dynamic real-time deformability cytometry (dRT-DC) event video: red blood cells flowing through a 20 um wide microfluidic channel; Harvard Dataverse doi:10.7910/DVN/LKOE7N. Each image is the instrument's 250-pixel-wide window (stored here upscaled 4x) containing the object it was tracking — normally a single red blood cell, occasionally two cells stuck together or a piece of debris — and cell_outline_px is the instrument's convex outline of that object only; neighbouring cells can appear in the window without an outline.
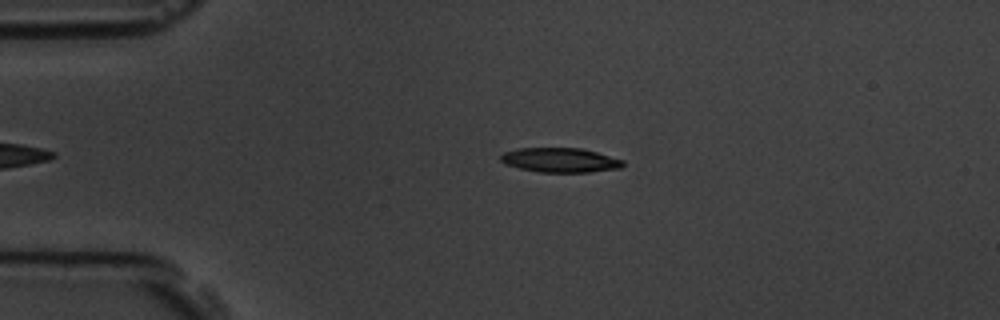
{"species": "common noctule bat (a hibernating species)", "species_latin": "Nyctalus noctula", "temperature_condition": "room temperature", "stored_images_in_passage": 4, "camera_frame_rate_fps": 3000, "um_per_image_px": 0.085, "animal": {"sex": "male", "body_mass_g": 19.5, "forearm_length_mm": 54.6}, "frame": {"image": 1, "passage_image": 4, "time_ms": 4.0, "image_size_px": [1000, 320], "cell_outline_px": [[624, 164], [620, 168], [588, 172], [540, 172], [520, 168], [504, 164], [500, 160], [500, 156], [504, 152], [516, 148], [580, 148], [596, 152], [624, 160]], "centroid_in_image_um": [47.59, 13.6], "position_along_channel_um": 37.4, "area_um2": 17.4}}